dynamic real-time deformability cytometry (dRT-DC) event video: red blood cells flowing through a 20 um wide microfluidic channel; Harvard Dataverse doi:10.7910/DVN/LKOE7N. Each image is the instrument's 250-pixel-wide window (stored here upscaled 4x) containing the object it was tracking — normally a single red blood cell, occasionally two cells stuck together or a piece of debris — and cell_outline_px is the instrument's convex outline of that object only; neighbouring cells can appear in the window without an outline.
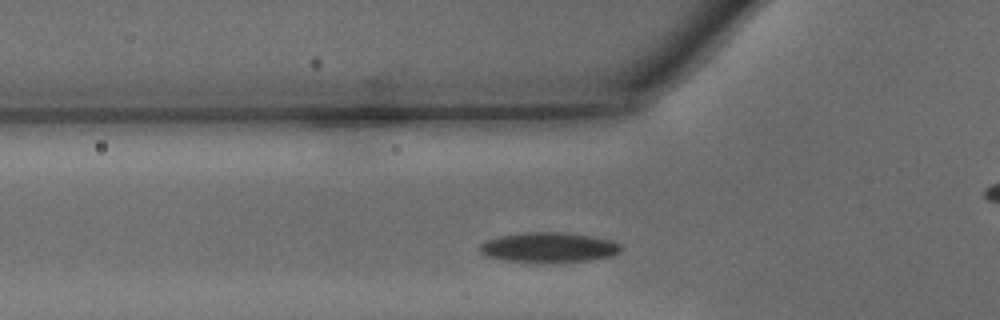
{"species": "common noctule bat (a hibernating species)", "species_latin": "Nyctalus noctula", "temperature_condition": "warm", "stored_images_in_passage": 30, "camera_frame_rate_fps": 3000, "um_per_image_px": 0.085, "animal": {"sex": "male", "body_mass_g": 15.6}, "frame": {"image": 1, "passage_image": 9, "time_ms": 2.667, "image_size_px": [1000, 320], "cell_outline_px": [[624, 248], [620, 252], [612, 256], [588, 260], [500, 260], [484, 256], [480, 252], [480, 244], [484, 240], [500, 236], [524, 232], [564, 232], [592, 236], [612, 240], [620, 244]], "centroid_in_image_um": [46.64, 20.99], "position_along_channel_um": 79.2, "area_um2": 24.16}}
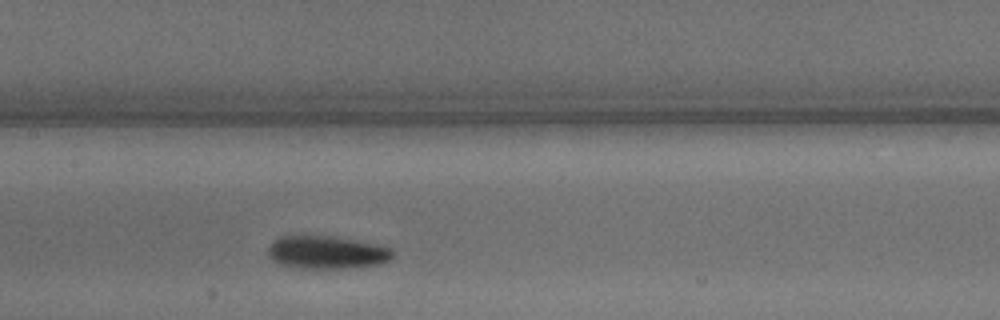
{"frame": {"image": 2, "passage_image": 16, "time_ms": 5.0, "image_size_px": [1000, 320], "cell_outline_px": [[392, 256], [388, 260], [380, 264], [348, 268], [300, 268], [280, 264], [272, 260], [268, 256], [268, 244], [280, 236], [332, 236], [372, 244], [388, 248], [392, 252]], "centroid_in_image_um": [27.68, 21.46], "position_along_channel_um": 179.7, "area_um2": 23.58}}
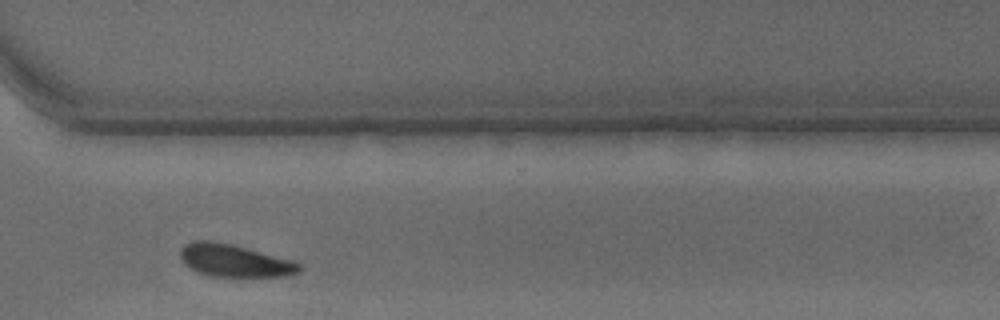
{"frame": {"image": 3, "passage_image": 28, "time_ms": 9.0, "image_size_px": [1000, 320], "cell_outline_px": [[304, 268], [300, 272], [288, 276], [212, 276], [200, 272], [184, 264], [180, 256], [180, 248], [184, 244], [192, 240], [208, 240], [232, 244], [292, 260], [304, 264]], "centroid_in_image_um": [19.97, 22.14], "position_along_channel_um": 350.6, "area_um2": 22.6}, "authors_computed_cell_mechanics": {"area_um2": 23.8136, "velocity_mm_per_s": 4.2771, "shape_relaxation_time_tau1_ms": 3.1543, "shape_relaxation_time_tau2_ms": null, "deformation_change_tau1": 0.1341, "deformation_change_tau2": null}}